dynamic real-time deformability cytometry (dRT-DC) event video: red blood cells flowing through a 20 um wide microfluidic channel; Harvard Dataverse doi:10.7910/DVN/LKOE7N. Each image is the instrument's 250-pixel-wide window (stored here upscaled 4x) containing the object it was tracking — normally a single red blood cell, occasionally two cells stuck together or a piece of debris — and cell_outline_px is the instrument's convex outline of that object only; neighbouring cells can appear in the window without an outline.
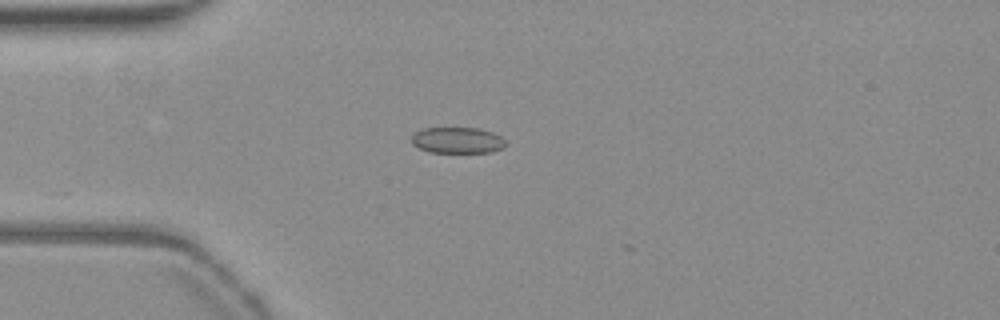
{"species": "common noctule bat (a hibernating species)", "species_latin": "Nyctalus noctula", "temperature_condition": "warm", "stored_images_in_passage": 4, "camera_frame_rate_fps": 3000, "um_per_image_px": 0.085, "animal": {"sex": "female", "body_mass_g": 19.3, "forearm_length_mm": 54.1}, "frame": {"image": 1, "passage_image": 3, "time_ms": 0.667, "image_size_px": [1000, 320], "cell_outline_px": [[504, 148], [492, 152], [428, 152], [412, 144], [412, 136], [416, 132], [424, 128], [476, 128], [492, 132], [500, 136], [504, 140]], "centroid_in_image_um": [38.88, 11.92], "position_along_channel_um": 46.1, "area_um2": 14.16}}